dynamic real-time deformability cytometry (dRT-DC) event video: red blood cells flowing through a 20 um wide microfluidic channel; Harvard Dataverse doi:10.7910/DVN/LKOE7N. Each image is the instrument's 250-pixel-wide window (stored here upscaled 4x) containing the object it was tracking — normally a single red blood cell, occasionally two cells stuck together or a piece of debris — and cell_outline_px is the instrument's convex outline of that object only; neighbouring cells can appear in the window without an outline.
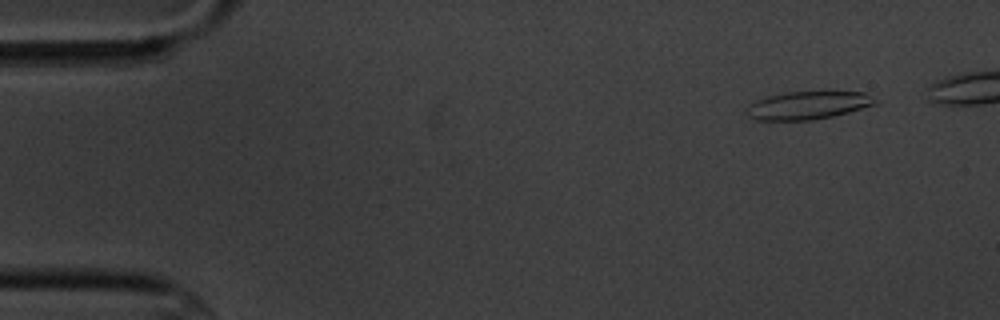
{"species": "common noctule bat (a hibernating species)", "species_latin": "Nyctalus noctula", "temperature_condition": "cold", "stored_images_in_passage": 7, "camera_frame_rate_fps": 3000, "um_per_image_px": 0.085, "animal": {"sex": "male", "body_mass_g": 20.1, "forearm_length_mm": 53.5}, "frame": {"image": 1, "passage_image": 2, "time_ms": 1.333, "image_size_px": [1000, 320], "cell_outline_px": [[876, 104], [848, 112], [832, 116], [812, 120], [756, 120], [748, 116], [748, 104], [756, 100], [768, 96], [784, 92], [824, 88], [864, 92], [876, 100]], "centroid_in_image_um": [68.71, 8.89], "position_along_channel_um": 16.3, "area_um2": 21.85}}
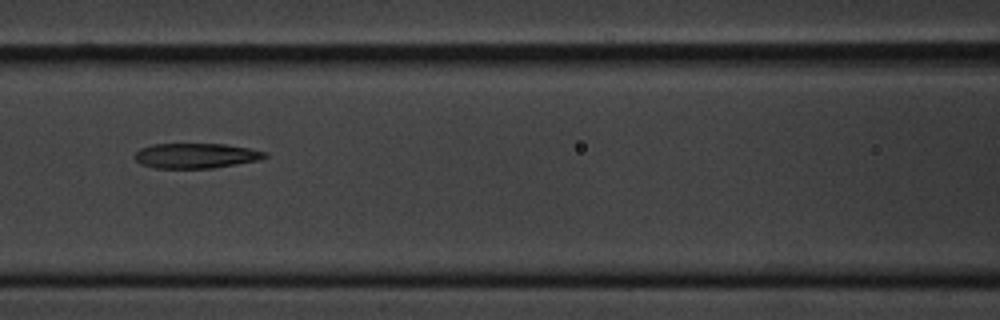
{"frame": {"image": 2, "passage_image": 7, "time_ms": 8.0, "image_size_px": [1000, 320], "cell_outline_px": [[268, 156], [260, 160], [212, 168], [156, 168], [140, 164], [132, 156], [140, 148], [152, 144], [224, 144], [248, 148], [268, 152]], "centroid_in_image_um": [16.64, 13.23], "position_along_channel_um": 150.0, "area_um2": 19.07}}